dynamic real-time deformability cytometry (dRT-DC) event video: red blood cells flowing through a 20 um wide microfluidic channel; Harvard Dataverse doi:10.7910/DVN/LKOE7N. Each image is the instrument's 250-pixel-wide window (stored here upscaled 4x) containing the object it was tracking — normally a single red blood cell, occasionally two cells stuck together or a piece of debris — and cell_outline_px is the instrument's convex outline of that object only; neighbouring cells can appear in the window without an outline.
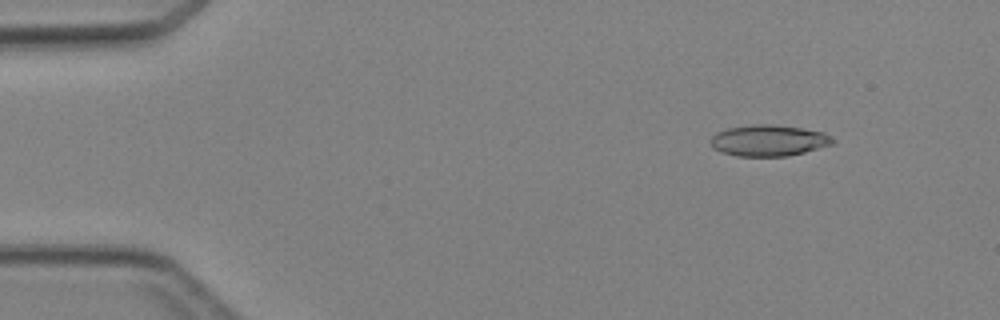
{"species": "Egyptian fruit bat (a non-hibernating species)", "species_latin": "Rousettus aegyptiacus", "temperature_condition": "cold", "stored_images_in_passage": 41, "camera_frame_rate_fps": 3000, "um_per_image_px": 0.085, "animal": {"sex": "female"}, "frame": {"image": 1, "passage_image": 1, "time_ms": 0.0, "image_size_px": [1000, 320], "cell_outline_px": [[836, 140], [832, 144], [804, 152], [788, 156], [736, 156], [720, 152], [712, 148], [708, 140], [716, 132], [728, 128], [752, 124], [772, 124], [800, 128], [824, 132], [832, 136]], "centroid_in_image_um": [65.3, 11.94], "position_along_channel_um": 19.7, "area_um2": 22.43}}
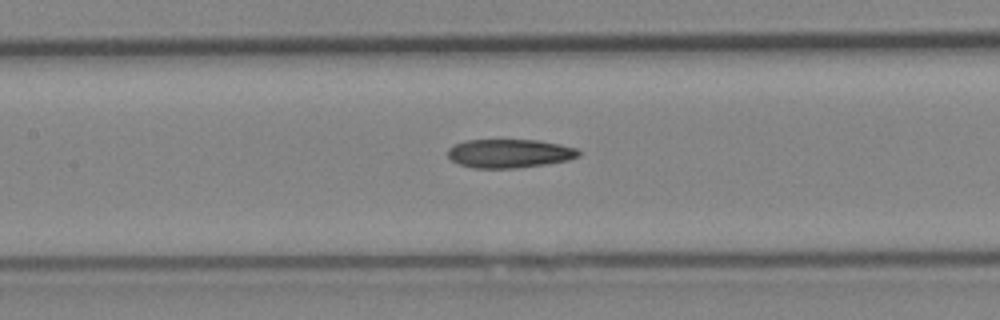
{"frame": {"image": 2, "passage_image": 17, "time_ms": 5.333, "image_size_px": [1000, 320], "cell_outline_px": [[580, 156], [568, 160], [544, 164], [516, 168], [472, 168], [460, 164], [452, 160], [448, 156], [448, 148], [464, 140], [540, 140], [560, 144], [576, 148], [580, 152]], "centroid_in_image_um": [43.31, 13.04], "position_along_channel_um": 164.1, "area_um2": 21.85}}
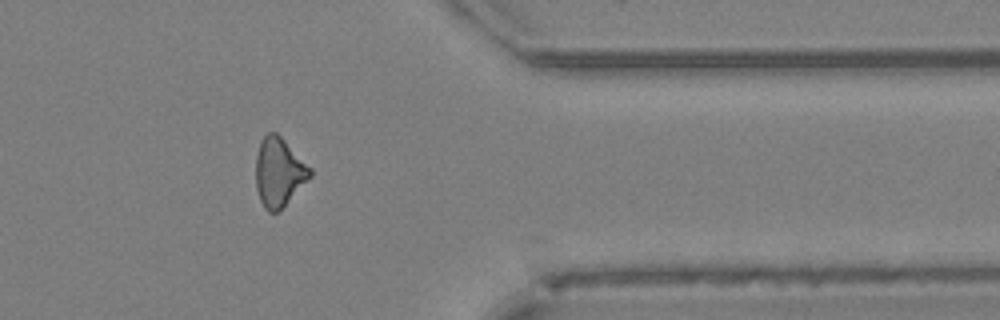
{"frame": {"image": 3, "passage_image": 33, "time_ms": 10.667, "image_size_px": [1000, 320], "cell_outline_px": [[312, 176], [276, 212], [268, 212], [264, 208], [260, 200], [256, 188], [256, 156], [260, 140], [268, 132], [276, 132], [312, 168]], "centroid_in_image_um": [23.69, 14.61], "position_along_channel_um": 387.7, "area_um2": 21.5}}